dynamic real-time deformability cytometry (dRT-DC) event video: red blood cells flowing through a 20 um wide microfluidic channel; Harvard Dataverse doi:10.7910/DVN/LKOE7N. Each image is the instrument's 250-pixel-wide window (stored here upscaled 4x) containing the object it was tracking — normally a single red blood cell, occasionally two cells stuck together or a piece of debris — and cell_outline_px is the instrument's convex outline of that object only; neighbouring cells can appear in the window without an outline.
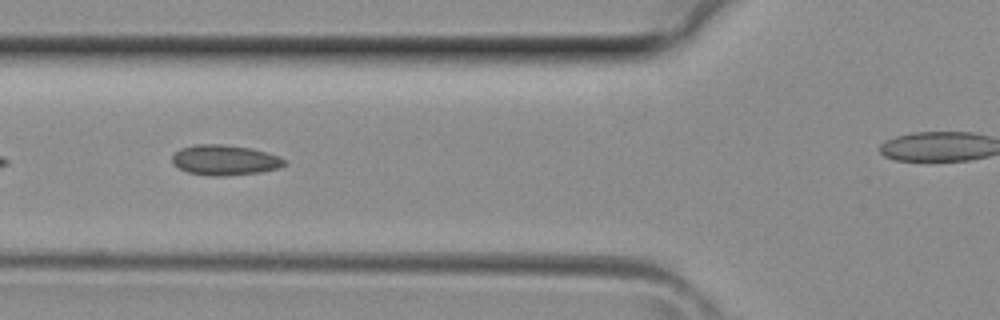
{"species": "common noctule bat (a hibernating species)", "species_latin": "Nyctalus noctula", "temperature_condition": "room temperature", "stored_images_in_passage": 26, "camera_frame_rate_fps": 3000, "um_per_image_px": 0.085, "animal": {"sex": "female", "body_mass_g": 29.2, "forearm_length_mm": 56.3}, "frame": {"image": 1, "passage_image": 7, "time_ms": 2.0, "image_size_px": [1000, 320], "cell_outline_px": [[288, 164], [280, 168], [260, 172], [224, 176], [212, 176], [188, 172], [172, 164], [172, 156], [180, 148], [196, 144], [220, 144], [248, 148], [280, 156], [288, 160]], "centroid_in_image_um": [19.14, 13.61], "position_along_channel_um": 106.7, "area_um2": 19.83}}
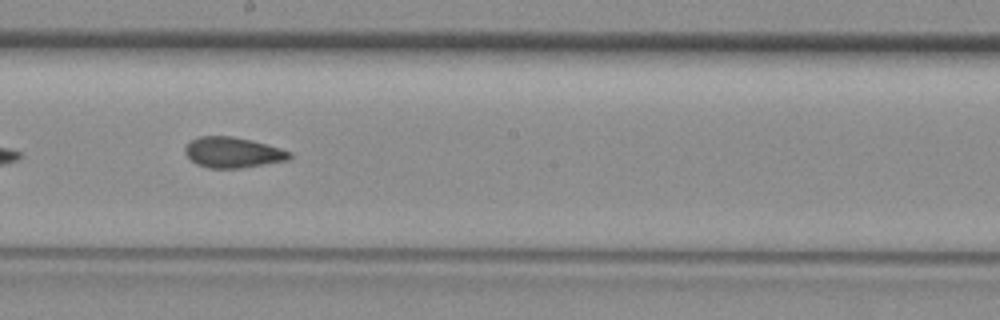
{"frame": {"image": 2, "passage_image": 14, "time_ms": 4.333, "image_size_px": [1000, 320], "cell_outline_px": [[292, 156], [288, 160], [240, 168], [208, 168], [196, 164], [184, 152], [184, 148], [192, 140], [200, 136], [232, 136], [252, 140], [280, 148], [292, 152]], "centroid_in_image_um": [19.8, 12.96], "position_along_channel_um": 228.4, "area_um2": 18.55}}
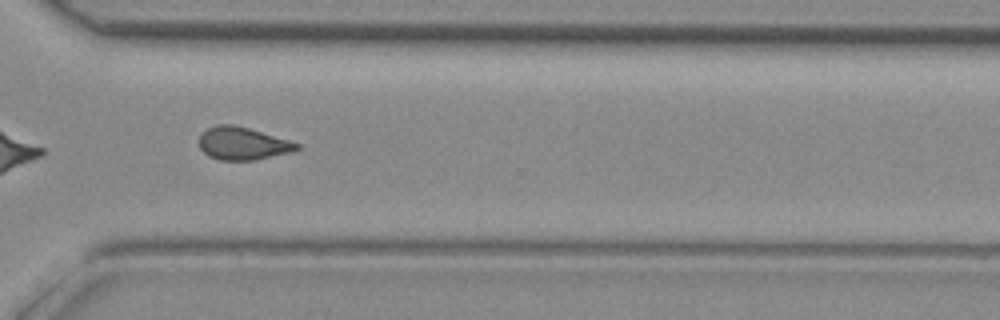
{"frame": {"image": 3, "passage_image": 21, "time_ms": 6.667, "image_size_px": [1000, 320], "cell_outline_px": [[300, 148], [292, 152], [256, 160], [220, 160], [208, 156], [200, 148], [200, 132], [216, 124], [232, 124], [248, 128], [288, 140], [300, 144]], "centroid_in_image_um": [20.61, 12.2], "position_along_channel_um": 350.0, "area_um2": 18.61}}